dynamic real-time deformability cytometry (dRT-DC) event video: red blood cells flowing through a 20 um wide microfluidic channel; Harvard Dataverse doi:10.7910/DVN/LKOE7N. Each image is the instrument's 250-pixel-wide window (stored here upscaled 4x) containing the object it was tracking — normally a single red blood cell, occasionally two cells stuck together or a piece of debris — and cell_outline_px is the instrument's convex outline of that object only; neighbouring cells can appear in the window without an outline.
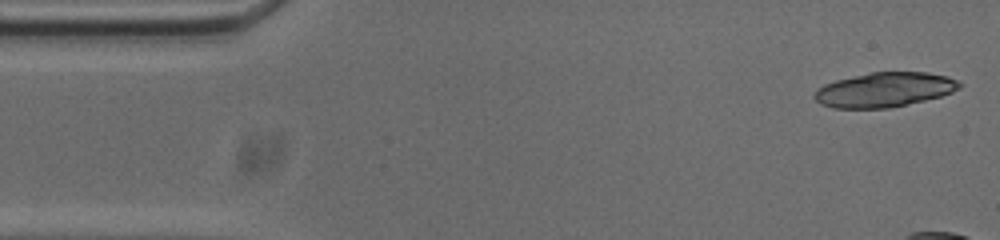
{"species": "common noctule bat (a hibernating species)", "species_latin": "Nyctalus noctula", "temperature_condition": "cold", "stored_images_in_passage": 9, "camera_frame_rate_fps": 3000, "um_per_image_px": 0.085, "animal": {"sex": "male", "body_mass_g": 20.0, "forearm_length_mm": 53.3}, "frame": {"image": 1, "passage_image": 1, "time_ms": 0.0, "image_size_px": [1000, 240], "cell_outline_px": [[960, 88], [952, 92], [940, 96], [924, 100], [888, 108], [832, 108], [820, 104], [812, 96], [824, 84], [836, 80], [872, 72], [928, 72], [948, 76], [960, 80]], "centroid_in_image_um": [75.19, 7.62], "position_along_channel_um": 9.8, "area_um2": 29.13}}